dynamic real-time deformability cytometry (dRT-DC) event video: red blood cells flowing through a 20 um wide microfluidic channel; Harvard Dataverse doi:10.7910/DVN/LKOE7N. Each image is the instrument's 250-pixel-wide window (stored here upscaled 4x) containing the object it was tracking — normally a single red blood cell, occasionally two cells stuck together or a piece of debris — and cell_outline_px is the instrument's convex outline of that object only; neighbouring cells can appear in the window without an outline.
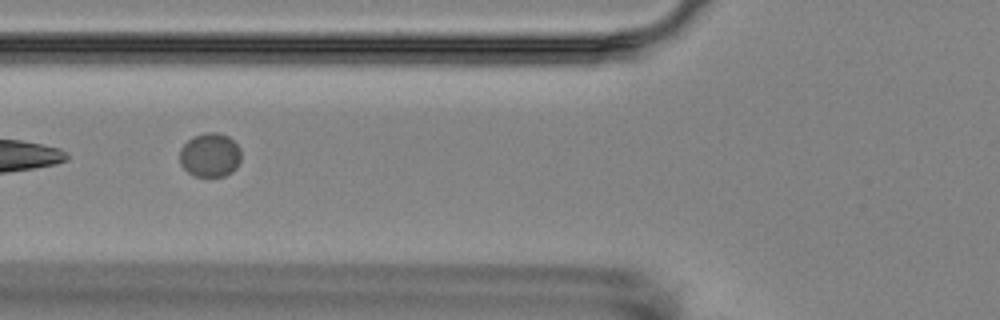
{"species": "Egyptian fruit bat (a non-hibernating species)", "species_latin": "Rousettus aegyptiacus", "temperature_condition": "room temperature", "stored_images_in_passage": 7, "camera_frame_rate_fps": 3000, "um_per_image_px": 0.085, "animal": {"sex": "female"}, "frame": {"image": 1, "passage_image": 2, "time_ms": 1.0, "image_size_px": [1000, 320], "cell_outline_px": [[240, 160], [236, 168], [232, 172], [224, 176], [196, 176], [188, 172], [180, 164], [180, 148], [192, 136], [204, 132], [216, 132], [228, 136], [240, 148]], "centroid_in_image_um": [17.84, 13.16], "position_along_channel_um": 108.0, "area_um2": 15.78}}
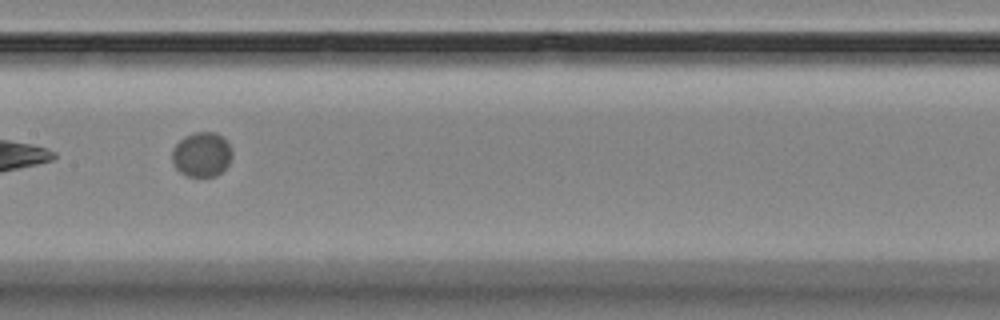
{"frame": {"image": 2, "passage_image": 4, "time_ms": 3.333, "image_size_px": [1000, 320], "cell_outline_px": [[232, 156], [228, 164], [216, 176], [188, 176], [180, 172], [176, 168], [172, 160], [172, 148], [184, 136], [196, 132], [216, 132], [232, 148]], "centroid_in_image_um": [17.13, 13.12], "position_along_channel_um": 190.3, "area_um2": 15.49}}
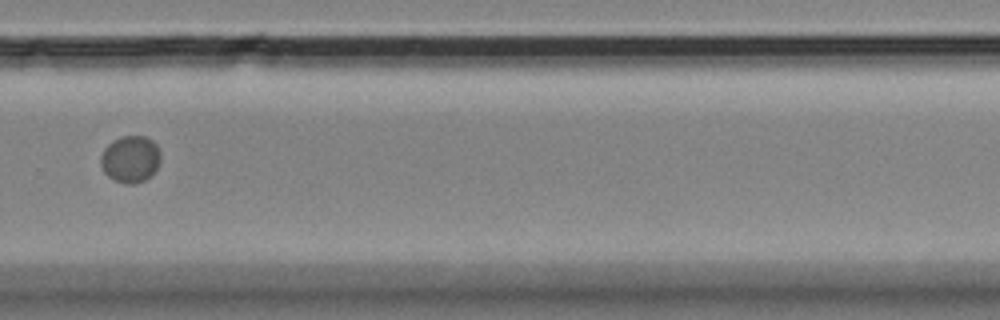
{"frame": {"image": 3, "passage_image": 7, "time_ms": 7.0, "image_size_px": [1000, 320], "cell_outline_px": [[160, 160], [152, 176], [144, 180], [132, 184], [128, 184], [112, 180], [104, 172], [100, 164], [100, 156], [104, 148], [112, 140], [124, 136], [144, 136], [152, 140], [156, 144], [160, 152]], "centroid_in_image_um": [11.07, 13.53], "position_along_channel_um": 318.7, "area_um2": 16.47}}